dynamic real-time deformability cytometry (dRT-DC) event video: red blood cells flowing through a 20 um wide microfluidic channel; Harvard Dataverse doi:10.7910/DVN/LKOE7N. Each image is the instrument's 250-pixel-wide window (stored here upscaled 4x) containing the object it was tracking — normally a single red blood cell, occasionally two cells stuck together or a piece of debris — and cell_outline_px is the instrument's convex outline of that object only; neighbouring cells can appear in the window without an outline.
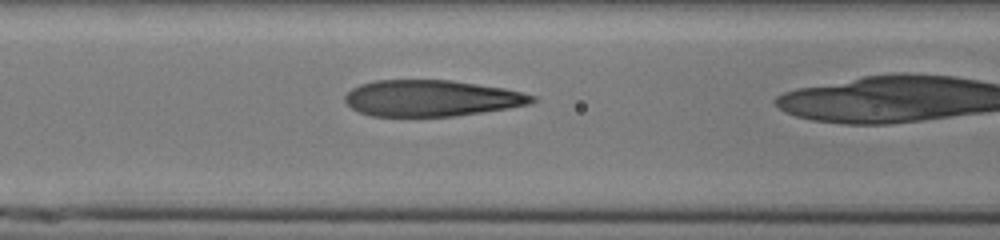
{"species": "human", "species_latin": "Homo sapiens", "temperature_condition": "cold", "stored_images_in_passage": 15, "camera_frame_rate_fps": 3000, "um_per_image_px": 0.085, "donor": {"sex": "male"}, "frame": {"image": 1, "passage_image": 4, "time_ms": 1.0, "image_size_px": [1000, 240], "cell_outline_px": [[536, 100], [532, 104], [456, 116], [372, 116], [360, 112], [352, 108], [344, 100], [344, 96], [352, 88], [360, 84], [376, 80], [452, 80], [504, 88], [524, 92], [536, 96]], "centroid_in_image_um": [36.7, 8.34], "position_along_channel_um": 129.9, "area_um2": 39.59}}
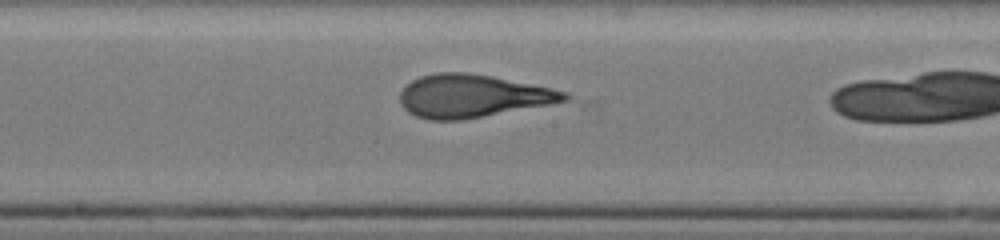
{"frame": {"image": 2, "passage_image": 10, "time_ms": 3.0, "image_size_px": [1000, 240], "cell_outline_px": [[572, 96], [568, 100], [548, 104], [460, 120], [428, 120], [416, 116], [408, 112], [400, 104], [400, 92], [412, 80], [420, 76], [436, 72], [468, 72], [492, 76], [552, 88], [568, 92]], "centroid_in_image_um": [40.13, 8.15], "position_along_channel_um": 208.1, "area_um2": 40.92}}
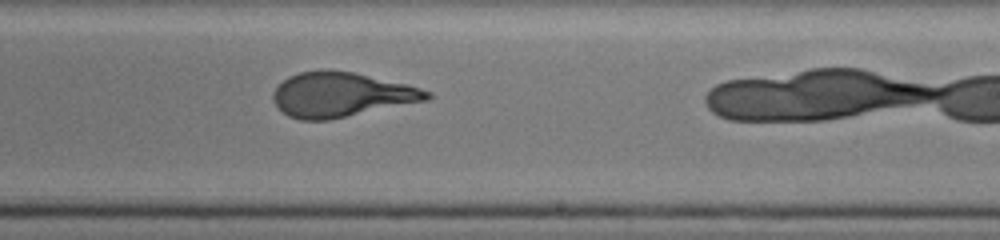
{"frame": {"image": 3, "passage_image": 14, "time_ms": 4.333, "image_size_px": [1000, 240], "cell_outline_px": [[432, 96], [428, 100], [328, 120], [300, 120], [288, 116], [272, 100], [272, 92], [288, 76], [300, 72], [324, 68], [328, 68], [352, 72], [408, 84], [432, 92]], "centroid_in_image_um": [29.0, 8.03], "position_along_channel_um": 260.0, "area_um2": 40.11}}